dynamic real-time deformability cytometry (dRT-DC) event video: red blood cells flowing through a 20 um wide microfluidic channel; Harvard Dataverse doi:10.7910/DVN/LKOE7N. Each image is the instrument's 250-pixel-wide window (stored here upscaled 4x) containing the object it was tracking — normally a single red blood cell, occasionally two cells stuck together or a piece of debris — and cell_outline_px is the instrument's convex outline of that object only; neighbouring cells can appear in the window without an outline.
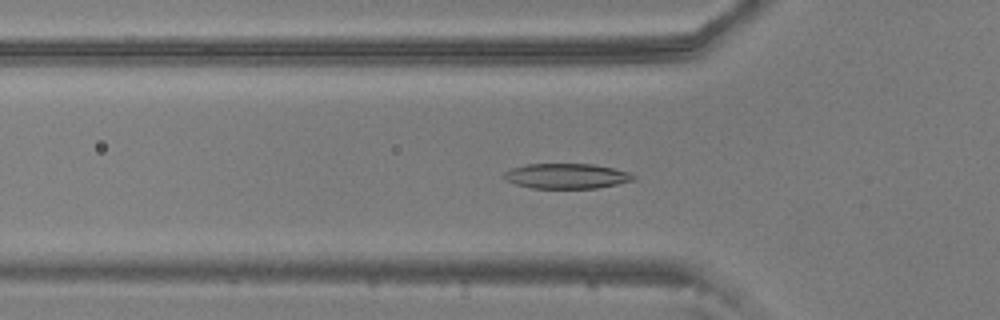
{"species": "common noctule bat (a hibernating species)", "species_latin": "Nyctalus noctula", "temperature_condition": "warm", "stored_images_in_passage": 55, "camera_frame_rate_fps": 3000, "um_per_image_px": 0.085, "animal": {"sex": "male", "body_mass_g": 20.5, "forearm_length_mm": 52.5}, "frame": {"image": 1, "passage_image": 17, "time_ms": 5.333, "image_size_px": [1000, 320], "cell_outline_px": [[636, 180], [596, 188], [532, 188], [516, 184], [504, 180], [500, 176], [504, 172], [512, 168], [528, 164], [592, 164], [612, 168], [628, 172], [636, 176]], "centroid_in_image_um": [48.12, 14.96], "position_along_channel_um": 77.7, "area_um2": 18.96}}
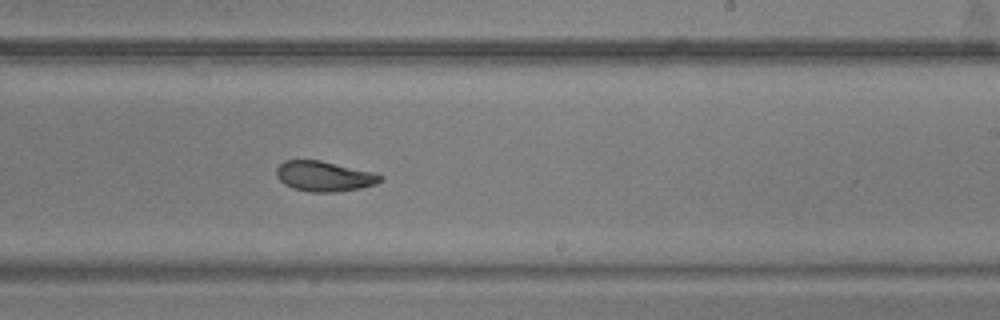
{"frame": {"image": 2, "passage_image": 32, "time_ms": 10.333, "image_size_px": [1000, 320], "cell_outline_px": [[384, 180], [376, 184], [360, 188], [336, 192], [312, 192], [292, 188], [284, 184], [276, 176], [276, 168], [284, 160], [320, 160], [372, 172], [384, 176]], "centroid_in_image_um": [27.55, 14.98], "position_along_channel_um": 261.4, "area_um2": 18.32}}
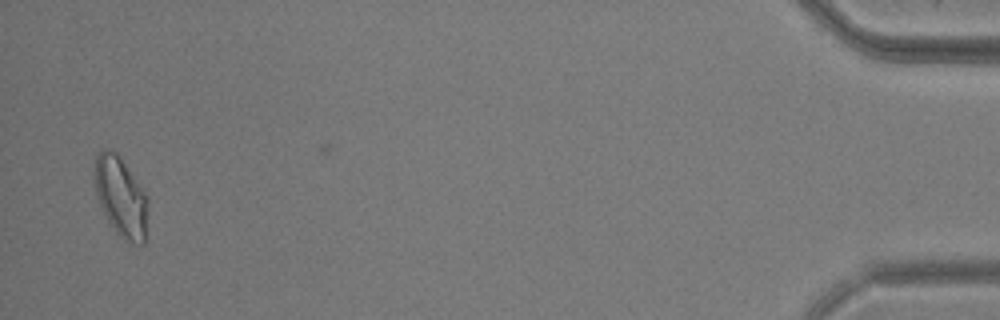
{"frame": {"image": 3, "passage_image": 53, "time_ms": 17.333, "image_size_px": [1000, 320], "cell_outline_px": [[148, 204], [144, 244], [132, 244], [124, 240], [116, 232], [108, 220], [100, 204], [96, 192], [92, 176], [92, 172], [96, 152], [100, 148], [108, 148], [116, 152], [120, 156], [148, 196]], "centroid_in_image_um": [10.24, 16.67], "position_along_channel_um": 425.0, "area_um2": 25.32}, "authors_computed_cell_mechanics": {"area_um2": 19.1318, "velocity_mm_per_s": 3.6636, "shape_relaxation_time_tau1_ms": 4.8822, "shape_relaxation_time_tau2_ms": 2.284, "deformation_change_tau1": 0.1747, "deformation_change_tau2": 0.0881}}